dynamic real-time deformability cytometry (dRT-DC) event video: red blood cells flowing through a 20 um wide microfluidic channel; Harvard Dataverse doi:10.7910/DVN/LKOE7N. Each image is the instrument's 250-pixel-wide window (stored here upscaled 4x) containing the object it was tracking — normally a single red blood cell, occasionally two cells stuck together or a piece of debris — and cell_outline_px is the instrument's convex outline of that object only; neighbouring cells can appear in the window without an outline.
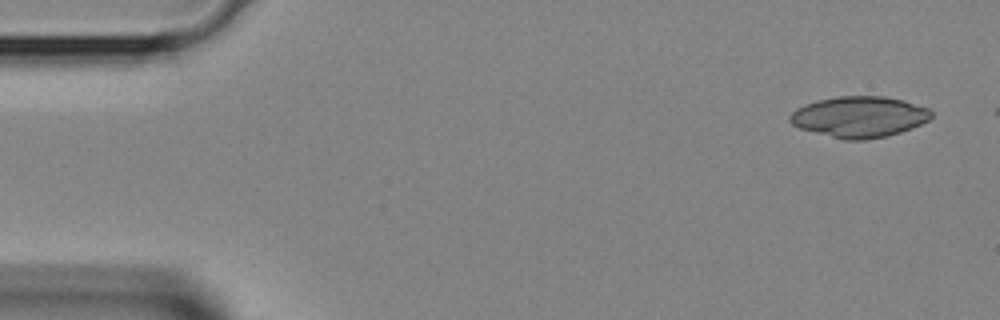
{"species": "Egyptian fruit bat (a non-hibernating species)", "species_latin": "Rousettus aegyptiacus", "temperature_condition": "room temperature", "stored_images_in_passage": 4, "camera_frame_rate_fps": 3000, "um_per_image_px": 0.085, "animal": {"sex": "female"}, "frame": {"image": 1, "passage_image": 1, "time_ms": 0.0, "image_size_px": [1000, 320], "cell_outline_px": [[932, 116], [928, 120], [912, 128], [888, 136], [864, 140], [844, 140], [800, 128], [792, 124], [788, 120], [788, 116], [796, 108], [804, 104], [816, 100], [836, 96], [884, 96], [904, 100], [928, 108], [932, 112]], "centroid_in_image_um": [73.02, 9.92], "position_along_channel_um": 12.0, "area_um2": 33.93}}